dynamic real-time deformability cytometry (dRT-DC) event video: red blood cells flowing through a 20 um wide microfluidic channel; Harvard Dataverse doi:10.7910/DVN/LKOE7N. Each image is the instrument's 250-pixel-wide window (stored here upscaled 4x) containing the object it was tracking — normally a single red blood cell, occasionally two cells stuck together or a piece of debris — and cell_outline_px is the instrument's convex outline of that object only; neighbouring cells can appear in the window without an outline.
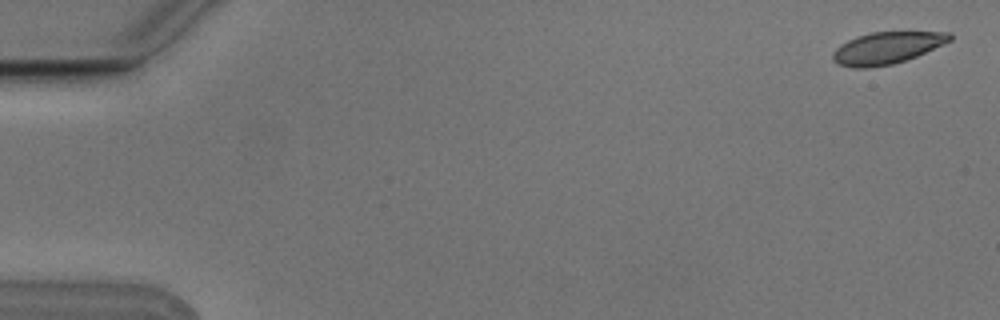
{"species": "Egyptian fruit bat (a non-hibernating species)", "species_latin": "Rousettus aegyptiacus", "temperature_condition": "cold", "stored_images_in_passage": 6, "camera_frame_rate_fps": 3000, "um_per_image_px": 0.085, "animal": {"sex": "male"}, "frame": {"image": 1, "passage_image": 1, "time_ms": 0.0, "image_size_px": [1000, 320], "cell_outline_px": [[952, 40], [916, 56], [892, 64], [868, 68], [852, 68], [836, 64], [832, 60], [832, 52], [840, 44], [856, 36], [872, 32], [948, 32], [952, 36]], "centroid_in_image_um": [75.32, 4.08], "position_along_channel_um": 9.7, "area_um2": 21.73}}